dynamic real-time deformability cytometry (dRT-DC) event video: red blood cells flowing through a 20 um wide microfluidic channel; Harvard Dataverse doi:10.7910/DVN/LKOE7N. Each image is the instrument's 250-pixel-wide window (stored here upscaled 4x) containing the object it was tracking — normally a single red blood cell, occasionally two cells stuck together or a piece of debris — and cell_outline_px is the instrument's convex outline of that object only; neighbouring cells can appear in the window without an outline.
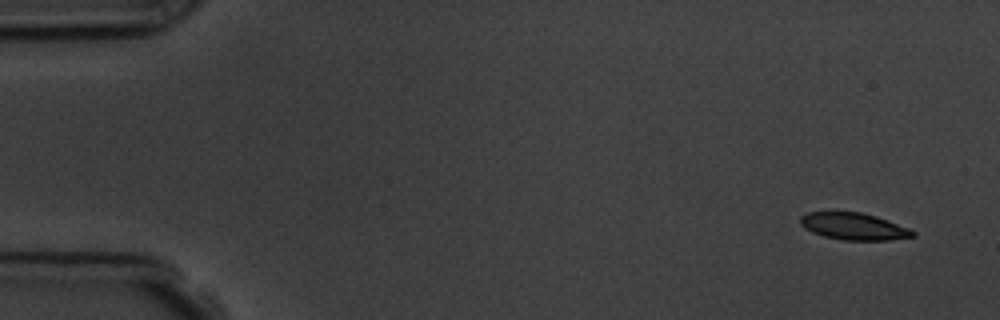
{"species": "common noctule bat (a hibernating species)", "species_latin": "Nyctalus noctula", "temperature_condition": "room temperature", "stored_images_in_passage": 4, "camera_frame_rate_fps": 3000, "um_per_image_px": 0.085, "animal": {"sex": "male", "body_mass_g": 19.5, "forearm_length_mm": 54.6}, "frame": {"image": 1, "passage_image": 1, "time_ms": 0.0, "image_size_px": [1000, 320], "cell_outline_px": [[916, 236], [888, 240], [844, 240], [824, 236], [812, 232], [804, 228], [800, 224], [800, 216], [808, 212], [860, 212], [876, 216], [888, 220], [908, 228], [916, 232]], "centroid_in_image_um": [72.56, 19.24], "position_along_channel_um": 12.4, "area_um2": 17.63}}
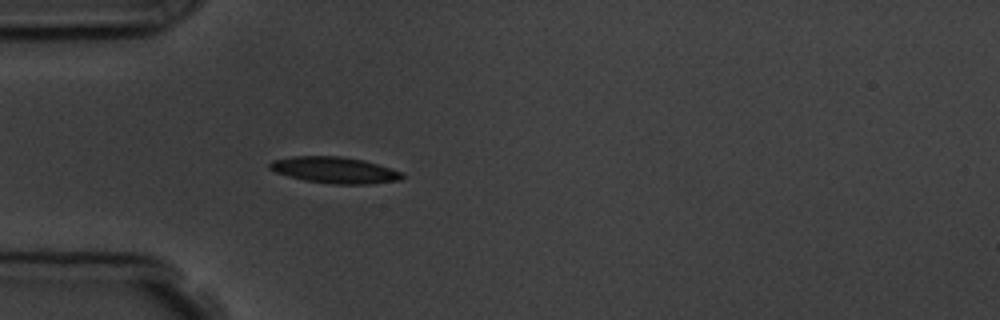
{"frame": {"image": 2, "passage_image": 4, "time_ms": 4.333, "image_size_px": [1000, 320], "cell_outline_px": [[404, 176], [400, 180], [368, 184], [336, 184], [304, 180], [288, 176], [276, 172], [268, 168], [268, 164], [272, 160], [292, 156], [340, 156], [364, 160], [404, 172]], "centroid_in_image_um": [28.44, 14.45], "position_along_channel_um": 56.6, "area_um2": 20.35}}